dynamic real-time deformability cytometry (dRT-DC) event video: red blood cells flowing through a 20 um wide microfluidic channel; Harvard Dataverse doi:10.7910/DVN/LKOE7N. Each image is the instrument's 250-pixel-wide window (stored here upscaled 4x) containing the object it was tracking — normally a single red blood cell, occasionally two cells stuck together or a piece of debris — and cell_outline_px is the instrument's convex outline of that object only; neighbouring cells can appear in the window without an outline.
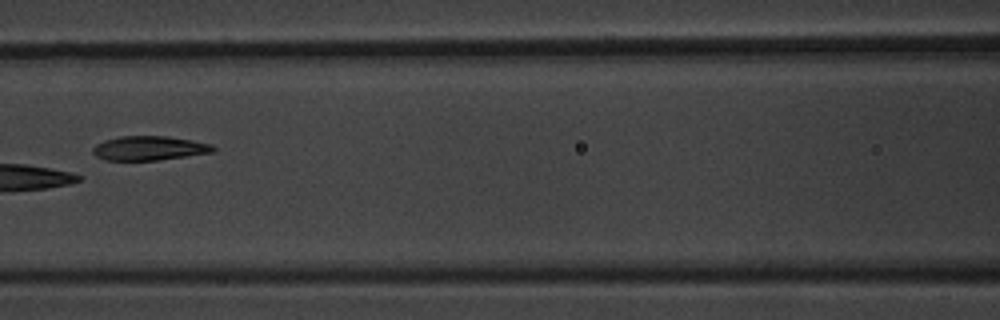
{"species": "common noctule bat (a hibernating species)", "species_latin": "Nyctalus noctula", "temperature_condition": "warm", "stored_images_in_passage": 7, "camera_frame_rate_fps": 3000, "um_per_image_px": 0.085, "animal": {"sex": "male", "body_mass_g": 20.1, "forearm_length_mm": 53.5}, "frame": {"image": 1, "passage_image": 7, "time_ms": 7.0, "image_size_px": [1000, 320], "cell_outline_px": [[216, 152], [156, 160], [104, 160], [96, 156], [92, 152], [92, 148], [96, 144], [104, 140], [120, 136], [168, 136], [192, 140], [212, 144], [216, 148]], "centroid_in_image_um": [12.69, 12.59], "position_along_channel_um": 153.9, "area_um2": 17.11}}